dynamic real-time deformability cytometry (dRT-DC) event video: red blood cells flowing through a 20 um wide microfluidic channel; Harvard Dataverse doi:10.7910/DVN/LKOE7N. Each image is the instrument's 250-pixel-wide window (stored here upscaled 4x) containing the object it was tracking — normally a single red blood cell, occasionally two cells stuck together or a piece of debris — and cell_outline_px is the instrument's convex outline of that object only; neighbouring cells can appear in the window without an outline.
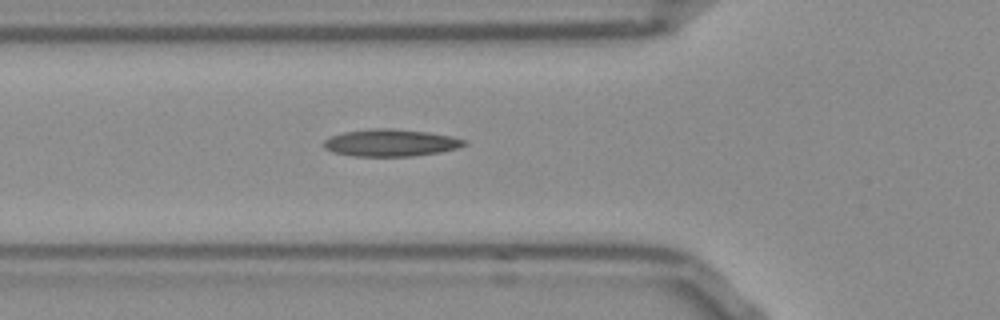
{"species": "Egyptian fruit bat (a non-hibernating species)", "species_latin": "Rousettus aegyptiacus", "temperature_condition": "room temperature", "stored_images_in_passage": 21, "camera_frame_rate_fps": 3000, "um_per_image_px": 0.085, "frame": {"image": 1, "passage_image": 3, "time_ms": 0.667, "image_size_px": [1000, 320], "cell_outline_px": [[468, 144], [456, 148], [440, 152], [412, 156], [352, 156], [332, 152], [324, 148], [324, 140], [332, 136], [344, 132], [368, 128], [392, 128], [428, 132], [452, 136], [468, 140]], "centroid_in_image_um": [33.22, 12.13], "position_along_channel_um": 92.6, "area_um2": 22.37}}
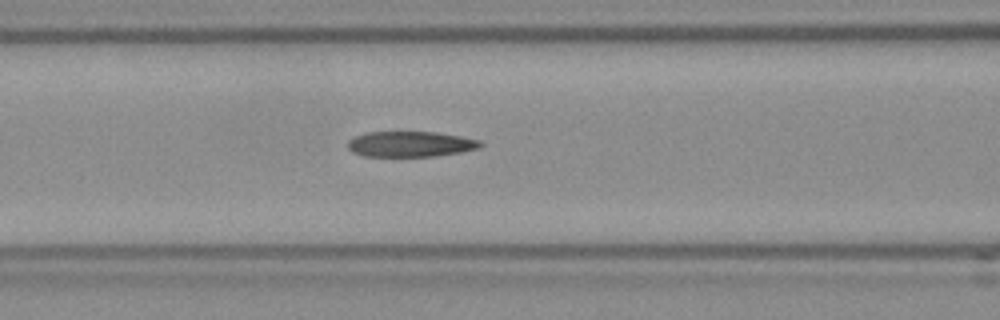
{"frame": {"image": 2, "passage_image": 6, "time_ms": 1.667, "image_size_px": [1000, 320], "cell_outline_px": [[484, 144], [480, 148], [460, 152], [432, 156], [364, 156], [352, 152], [348, 148], [348, 140], [364, 132], [436, 132], [460, 136], [480, 140]], "centroid_in_image_um": [34.89, 12.24], "position_along_channel_um": 131.7, "area_um2": 19.71}}